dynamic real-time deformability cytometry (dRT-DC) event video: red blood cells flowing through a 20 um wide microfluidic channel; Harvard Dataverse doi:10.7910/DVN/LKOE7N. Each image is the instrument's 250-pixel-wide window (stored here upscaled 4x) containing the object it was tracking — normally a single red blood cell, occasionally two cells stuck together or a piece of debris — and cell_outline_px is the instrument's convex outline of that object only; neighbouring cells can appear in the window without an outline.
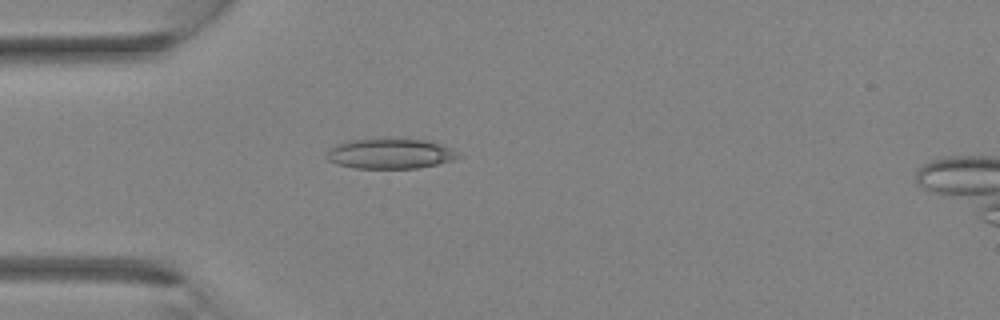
{"species": "Egyptian fruit bat (a non-hibernating species)", "species_latin": "Rousettus aegyptiacus", "temperature_condition": "room temperature", "stored_images_in_passage": 25, "camera_frame_rate_fps": 3000, "um_per_image_px": 0.085, "animal": {"sex": "female"}, "frame": {"image": 1, "passage_image": 1, "time_ms": 0.0, "image_size_px": [1000, 320], "cell_outline_px": [[464, 156], [452, 160], [436, 164], [416, 168], [356, 168], [336, 164], [328, 160], [328, 152], [332, 148], [348, 140], [380, 136], [428, 140], [440, 144]], "centroid_in_image_um": [33.18, 13.02], "position_along_channel_um": 51.8, "area_um2": 23.52}}
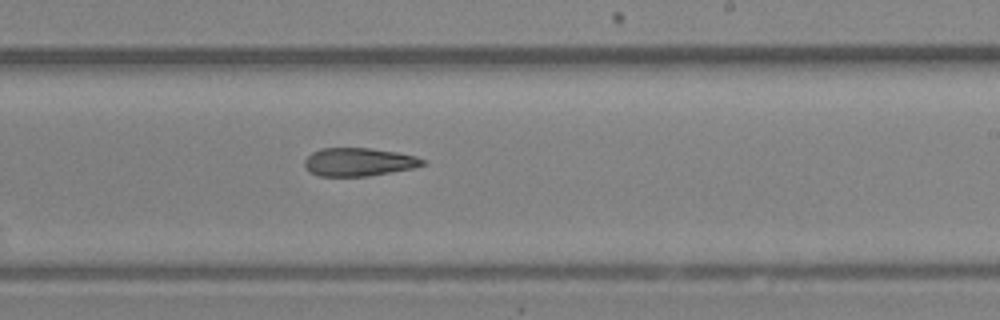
{"frame": {"image": 2, "passage_image": 12, "time_ms": 3.667, "image_size_px": [1000, 320], "cell_outline_px": [[428, 164], [412, 168], [368, 176], [320, 176], [308, 172], [304, 168], [304, 160], [312, 152], [320, 148], [372, 148], [396, 152], [416, 156], [428, 160]], "centroid_in_image_um": [30.5, 13.76], "position_along_channel_um": 258.5, "area_um2": 19.65}}
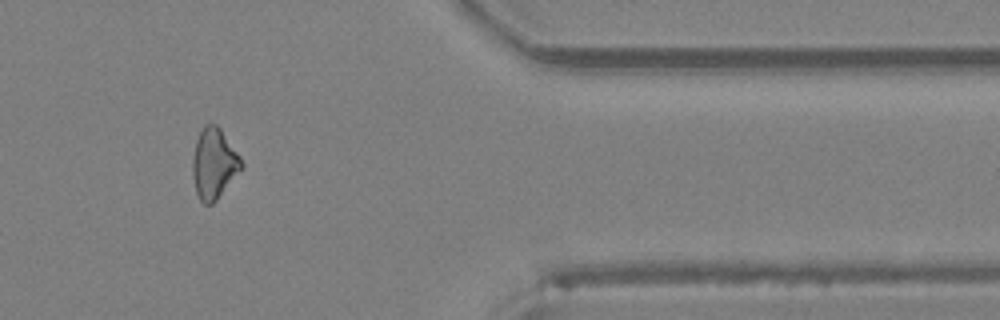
{"frame": {"image": 3, "passage_image": 20, "time_ms": 6.333, "image_size_px": [1000, 320], "cell_outline_px": [[244, 168], [216, 200], [212, 204], [204, 204], [200, 200], [196, 192], [192, 176], [192, 160], [196, 140], [204, 124], [216, 124], [220, 128], [240, 156], [244, 164]], "centroid_in_image_um": [18.19, 13.92], "position_along_channel_um": 393.2, "area_um2": 20.17}}